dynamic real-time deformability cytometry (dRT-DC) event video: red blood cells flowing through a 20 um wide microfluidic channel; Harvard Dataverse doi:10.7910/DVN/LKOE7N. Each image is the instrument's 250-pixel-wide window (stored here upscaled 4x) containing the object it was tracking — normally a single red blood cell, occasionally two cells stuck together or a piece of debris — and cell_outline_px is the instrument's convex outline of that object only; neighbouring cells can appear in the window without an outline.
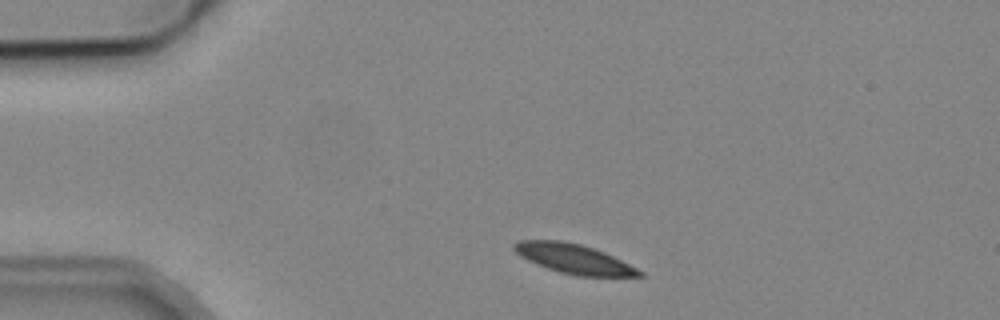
{"species": "common noctule bat (a hibernating species)", "species_latin": "Nyctalus noctula", "temperature_condition": "cold", "stored_images_in_passage": 2, "camera_frame_rate_fps": 3000, "um_per_image_px": 0.085, "animal": {"sex": "male", "body_mass_g": 19.2, "forearm_length_mm": 51.8}, "frame": {"image": 1, "passage_image": 1, "time_ms": 0.0, "image_size_px": [1000, 320], "cell_outline_px": [[644, 276], [580, 276], [560, 272], [536, 264], [520, 256], [512, 248], [512, 244], [520, 240], [560, 240], [580, 244], [604, 252], [644, 272]], "centroid_in_image_um": [48.74, 21.99], "position_along_channel_um": 36.3, "area_um2": 21.27}}